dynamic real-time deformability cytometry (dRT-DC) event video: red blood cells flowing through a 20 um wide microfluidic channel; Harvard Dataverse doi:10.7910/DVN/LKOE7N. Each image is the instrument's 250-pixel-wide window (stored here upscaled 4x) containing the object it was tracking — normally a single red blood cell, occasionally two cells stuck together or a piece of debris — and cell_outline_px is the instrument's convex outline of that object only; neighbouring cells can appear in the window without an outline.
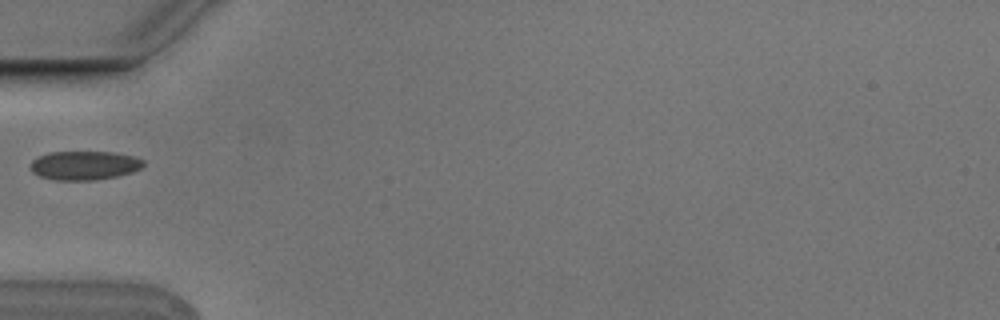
{"species": "Egyptian fruit bat (a non-hibernating species)", "species_latin": "Rousettus aegyptiacus", "temperature_condition": "cold", "stored_images_in_passage": 1, "camera_frame_rate_fps": 3000, "um_per_image_px": 0.085, "animal": {"sex": "male"}, "frame": {"image": 1, "passage_image": 1, "time_ms": 0.0, "image_size_px": [1000, 320], "cell_outline_px": [[144, 164], [140, 168], [132, 172], [116, 176], [96, 180], [56, 180], [40, 176], [32, 172], [32, 160], [36, 156], [48, 152], [112, 152], [136, 156], [144, 160]], "centroid_in_image_um": [7.18, 14.05], "position_along_channel_um": 77.8, "area_um2": 19.07}}